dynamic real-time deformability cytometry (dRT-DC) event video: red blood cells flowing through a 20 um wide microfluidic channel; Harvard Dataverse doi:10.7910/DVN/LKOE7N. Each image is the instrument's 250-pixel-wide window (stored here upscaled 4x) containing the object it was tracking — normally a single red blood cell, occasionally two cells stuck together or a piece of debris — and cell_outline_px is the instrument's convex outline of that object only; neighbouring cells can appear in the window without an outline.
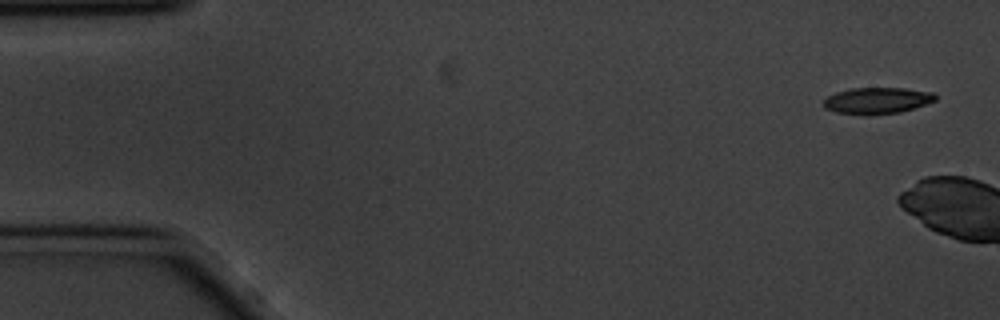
{"species": "common noctule bat (a hibernating species)", "species_latin": "Nyctalus noctula", "temperature_condition": "cold", "stored_images_in_passage": 4, "camera_frame_rate_fps": 3000, "um_per_image_px": 0.085, "animal": {"sex": "male", "body_mass_g": 20.1, "forearm_length_mm": 53.5}, "frame": {"image": 1, "passage_image": 1, "time_ms": 0.0, "image_size_px": [1000, 320], "cell_outline_px": [[936, 100], [900, 112], [864, 116], [836, 112], [824, 108], [824, 100], [828, 96], [836, 92], [852, 88], [904, 88], [936, 92]], "centroid_in_image_um": [74.55, 8.55], "position_along_channel_um": 10.5, "area_um2": 17.28}}